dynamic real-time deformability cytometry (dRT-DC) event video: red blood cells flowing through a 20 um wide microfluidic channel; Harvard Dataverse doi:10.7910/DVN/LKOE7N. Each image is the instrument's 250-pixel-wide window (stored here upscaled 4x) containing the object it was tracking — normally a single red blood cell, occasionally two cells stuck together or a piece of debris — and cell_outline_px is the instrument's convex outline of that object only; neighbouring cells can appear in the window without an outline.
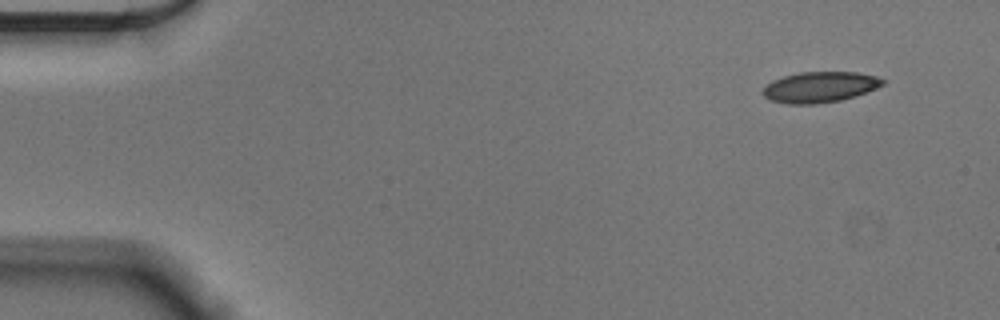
{"species": "Egyptian fruit bat (a non-hibernating species)", "species_latin": "Rousettus aegyptiacus", "temperature_condition": "cold", "stored_images_in_passage": 52, "camera_frame_rate_fps": 3000, "um_per_image_px": 0.085, "animal": {"sex": "male"}, "frame": {"image": 1, "passage_image": 1, "time_ms": 0.0, "image_size_px": [1000, 320], "cell_outline_px": [[884, 84], [876, 88], [856, 96], [840, 100], [816, 104], [788, 104], [772, 100], [764, 96], [760, 92], [772, 80], [784, 76], [800, 72], [856, 72], [876, 76], [884, 80]], "centroid_in_image_um": [69.68, 7.4], "position_along_channel_um": 15.3, "area_um2": 21.39}}
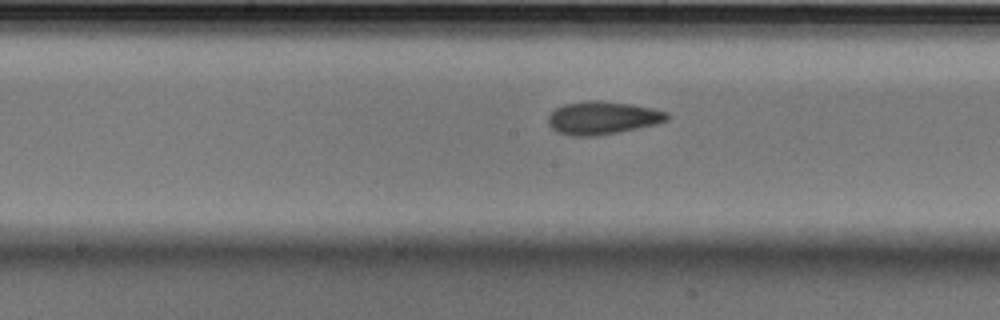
{"frame": {"image": 2, "passage_image": 25, "time_ms": 8.0, "image_size_px": [1000, 320], "cell_outline_px": [[672, 116], [668, 120], [656, 124], [620, 132], [596, 136], [572, 136], [556, 132], [548, 124], [548, 116], [556, 108], [564, 104], [588, 100], [596, 100], [632, 104], [652, 108], [664, 112]], "centroid_in_image_um": [51.21, 10.02], "position_along_channel_um": 197.0, "area_um2": 22.95}}
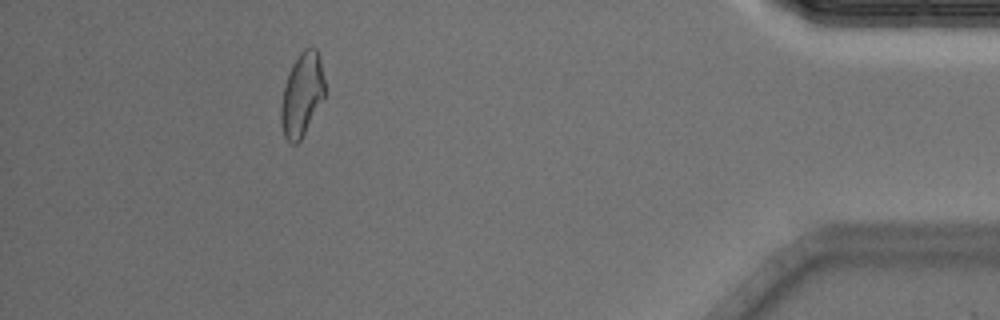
{"frame": {"image": 3, "passage_image": 47, "time_ms": 15.333, "image_size_px": [1000, 320], "cell_outline_px": [[324, 100], [300, 140], [296, 144], [292, 144], [284, 136], [280, 120], [280, 108], [284, 84], [288, 72], [292, 64], [300, 52], [304, 48], [316, 48], [320, 56], [324, 80]], "centroid_in_image_um": [25.66, 8.03], "position_along_channel_um": 409.5, "area_um2": 21.44}, "authors_computed_cell_mechanics": {"area_um2": 21.9929, "velocity_mm_per_s": 3.608, "shape_relaxation_time_tau1_ms": 7.6538, "shape_relaxation_time_tau2_ms": 2.4234, "deformation_change_tau1": 0.1562, "deformation_change_tau2": 0.0924}}